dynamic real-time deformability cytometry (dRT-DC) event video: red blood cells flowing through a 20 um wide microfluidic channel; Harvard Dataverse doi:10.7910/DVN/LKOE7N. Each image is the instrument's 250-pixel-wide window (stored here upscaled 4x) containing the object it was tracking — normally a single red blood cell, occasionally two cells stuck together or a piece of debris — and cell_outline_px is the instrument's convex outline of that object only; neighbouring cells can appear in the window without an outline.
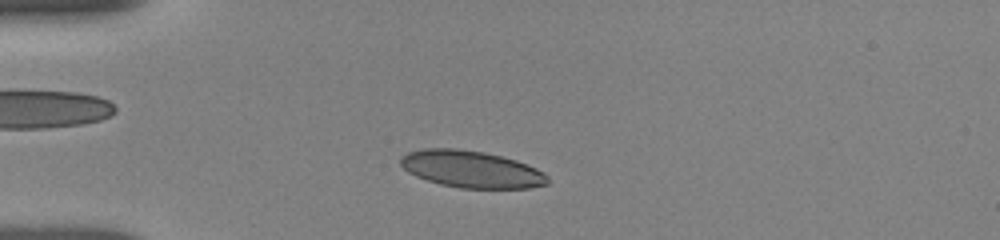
{"species": "human", "species_latin": "Homo sapiens", "temperature_condition": "room temperature", "stored_images_in_passage": 34, "camera_frame_rate_fps": 3000, "um_per_image_px": 0.085, "donor": {"sex": "female"}, "frame": {"image": 1, "passage_image": 6, "time_ms": 2.0, "image_size_px": [1000, 240], "cell_outline_px": [[548, 184], [528, 188], [460, 188], [440, 184], [416, 176], [408, 172], [400, 164], [400, 156], [408, 152], [424, 148], [456, 148], [484, 152], [516, 160], [528, 164], [544, 172], [548, 176]], "centroid_in_image_um": [40.06, 14.38], "position_along_channel_um": 44.9, "area_um2": 31.73}}
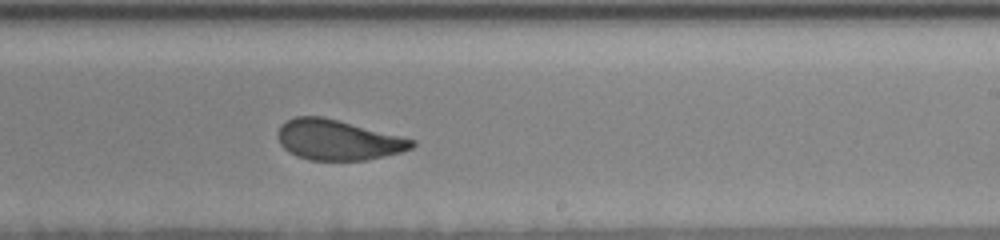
{"frame": {"image": 2, "passage_image": 19, "time_ms": 8.333, "image_size_px": [1000, 240], "cell_outline_px": [[416, 144], [412, 148], [400, 152], [384, 156], [364, 160], [308, 160], [296, 156], [288, 152], [280, 144], [276, 136], [276, 132], [280, 124], [296, 116], [324, 116], [416, 140]], "centroid_in_image_um": [28.67, 11.89], "position_along_channel_um": 260.3, "area_um2": 31.67}}
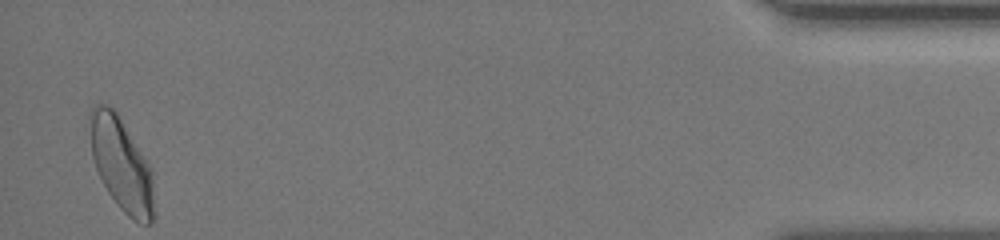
{"frame": {"image": 3, "passage_image": 34, "time_ms": 14.667, "image_size_px": [1000, 240], "cell_outline_px": [[156, 216], [152, 224], [140, 224], [132, 220], [120, 208], [108, 192], [96, 168], [92, 156], [88, 116], [88, 112], [96, 104], [108, 104], [116, 112], [152, 168]], "centroid_in_image_um": [10.35, 14.01], "position_along_channel_um": 424.8, "area_um2": 35.26}, "authors_computed_cell_mechanics": {"area_um2": 32.4258, "velocity_mm_per_s": 3.7911, "shape_relaxation_time_tau1_ms": 4.8473, "shape_relaxation_time_tau2_ms": 1.1194, "deformation_change_tau1": 0.146, "deformation_change_tau2": 0.0643}}